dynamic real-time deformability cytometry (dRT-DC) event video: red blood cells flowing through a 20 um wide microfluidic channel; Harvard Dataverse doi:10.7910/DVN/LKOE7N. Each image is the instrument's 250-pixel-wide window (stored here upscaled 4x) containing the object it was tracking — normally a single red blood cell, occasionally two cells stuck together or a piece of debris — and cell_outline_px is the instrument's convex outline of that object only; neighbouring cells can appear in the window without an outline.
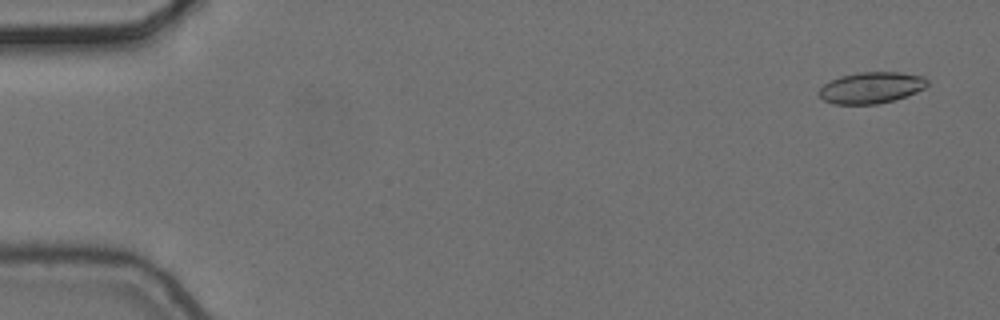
{"species": "common noctule bat (a hibernating species)", "species_latin": "Nyctalus noctula", "temperature_condition": "cold", "stored_images_in_passage": 4, "camera_frame_rate_fps": 3000, "um_per_image_px": 0.085, "animal": {"sex": "female", "body_mass_g": 24.6, "forearm_length_mm": 56.2}, "frame": {"image": 1, "passage_image": 1, "time_ms": 0.0, "image_size_px": [1000, 320], "cell_outline_px": [[928, 84], [924, 88], [916, 92], [892, 100], [876, 104], [832, 104], [824, 100], [820, 96], [820, 88], [824, 84], [840, 76], [860, 72], [900, 72], [924, 76], [928, 80]], "centroid_in_image_um": [74.07, 7.44], "position_along_channel_um": 10.9, "area_um2": 19.59}}
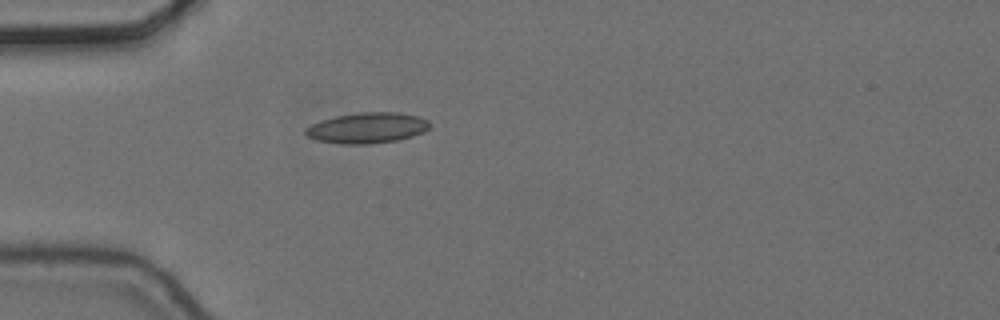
{"frame": {"image": 2, "passage_image": 4, "time_ms": 1.0, "image_size_px": [1000, 320], "cell_outline_px": [[432, 124], [424, 132], [412, 136], [396, 140], [368, 144], [344, 144], [316, 140], [308, 136], [304, 132], [304, 128], [320, 120], [336, 116], [360, 112], [400, 112], [420, 116], [428, 120]], "centroid_in_image_um": [31.23, 10.86], "position_along_channel_um": 53.8, "area_um2": 22.31}}